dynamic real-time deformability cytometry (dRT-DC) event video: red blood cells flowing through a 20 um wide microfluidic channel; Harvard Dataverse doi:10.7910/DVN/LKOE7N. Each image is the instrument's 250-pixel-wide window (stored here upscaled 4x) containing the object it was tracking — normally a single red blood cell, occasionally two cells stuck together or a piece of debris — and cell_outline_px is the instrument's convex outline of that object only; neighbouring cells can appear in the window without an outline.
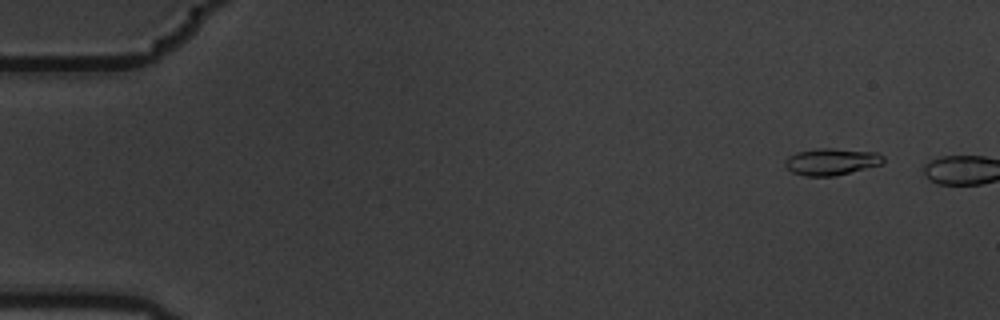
{"species": "common noctule bat (a hibernating species)", "species_latin": "Nyctalus noctula", "temperature_condition": "warm", "stored_images_in_passage": 3, "camera_frame_rate_fps": 3000, "um_per_image_px": 0.085, "animal": {"sex": "male", "body_mass_g": 19.5, "forearm_length_mm": 54.6}, "frame": {"image": 1, "passage_image": 2, "time_ms": 0.333, "image_size_px": [1000, 320], "cell_outline_px": [[884, 160], [880, 164], [832, 176], [804, 176], [792, 172], [784, 164], [784, 160], [788, 156], [796, 152], [816, 148], [832, 148], [876, 152], [884, 156]], "centroid_in_image_um": [70.61, 13.72], "position_along_channel_um": 14.4, "area_um2": 15.2}}